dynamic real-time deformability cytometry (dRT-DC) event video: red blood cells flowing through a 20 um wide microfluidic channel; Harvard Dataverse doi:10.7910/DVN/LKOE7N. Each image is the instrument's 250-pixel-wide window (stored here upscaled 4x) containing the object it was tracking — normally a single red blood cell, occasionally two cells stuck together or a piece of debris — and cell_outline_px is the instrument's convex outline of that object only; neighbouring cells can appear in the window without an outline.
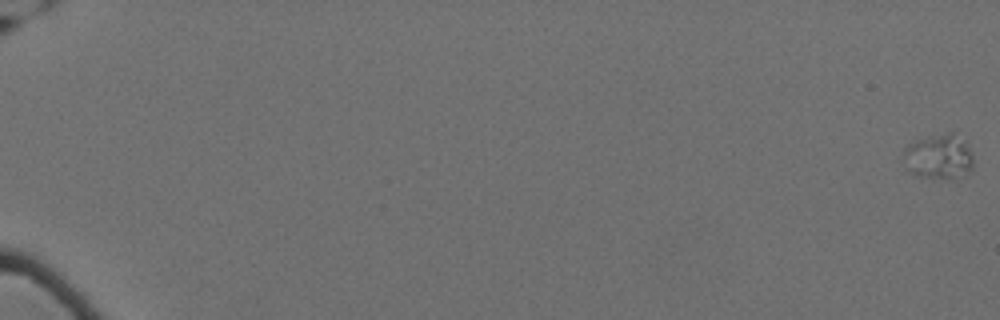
{"species": "Egyptian fruit bat (a non-hibernating species)", "species_latin": "Rousettus aegyptiacus", "temperature_condition": "cold", "stored_images_in_passage": 6, "camera_frame_rate_fps": 3000, "um_per_image_px": 0.085, "animal": {"sex": "female"}, "frame": {"image": 1, "passage_image": 1, "time_ms": 0.0, "image_size_px": [1000, 320], "cell_outline_px": [[972, 168], [948, 180], [916, 176], [908, 172], [904, 168], [904, 148], [908, 144], [916, 140], [928, 136], [948, 132], [952, 132], [964, 140], [972, 152]], "centroid_in_image_um": [79.74, 13.32], "position_along_channel_um": 5.3, "area_um2": 18.5}}